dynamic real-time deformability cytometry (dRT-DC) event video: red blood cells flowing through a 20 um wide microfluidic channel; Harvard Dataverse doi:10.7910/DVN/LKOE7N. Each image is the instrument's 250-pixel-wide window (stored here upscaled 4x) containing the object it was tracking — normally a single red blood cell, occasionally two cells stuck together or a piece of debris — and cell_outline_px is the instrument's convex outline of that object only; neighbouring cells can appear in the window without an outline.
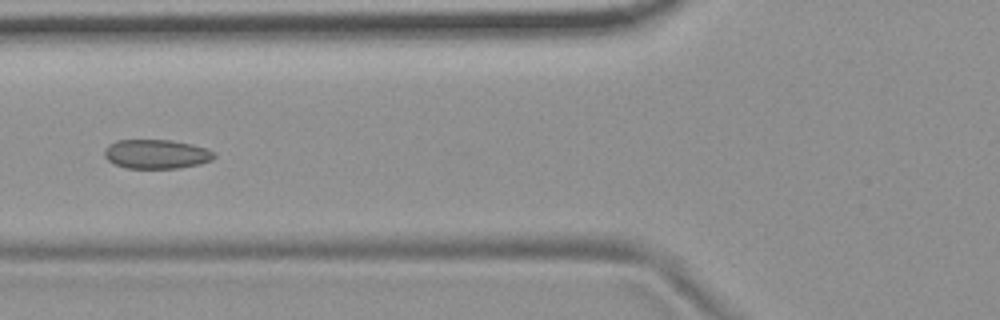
{"species": "common noctule bat (a hibernating species)", "species_latin": "Nyctalus noctula", "temperature_condition": "room temperature", "stored_images_in_passage": 6, "camera_frame_rate_fps": 3000, "um_per_image_px": 0.085, "animal": {"sex": "female", "body_mass_g": 19.9}, "frame": {"image": 1, "passage_image": 6, "time_ms": 1.667, "image_size_px": [1000, 320], "cell_outline_px": [[216, 156], [212, 160], [200, 164], [180, 168], [128, 168], [116, 164], [108, 160], [104, 156], [104, 148], [108, 144], [116, 140], [172, 140], [192, 144], [208, 148], [216, 152]], "centroid_in_image_um": [13.33, 13.09], "position_along_channel_um": 112.5, "area_um2": 18.9}}